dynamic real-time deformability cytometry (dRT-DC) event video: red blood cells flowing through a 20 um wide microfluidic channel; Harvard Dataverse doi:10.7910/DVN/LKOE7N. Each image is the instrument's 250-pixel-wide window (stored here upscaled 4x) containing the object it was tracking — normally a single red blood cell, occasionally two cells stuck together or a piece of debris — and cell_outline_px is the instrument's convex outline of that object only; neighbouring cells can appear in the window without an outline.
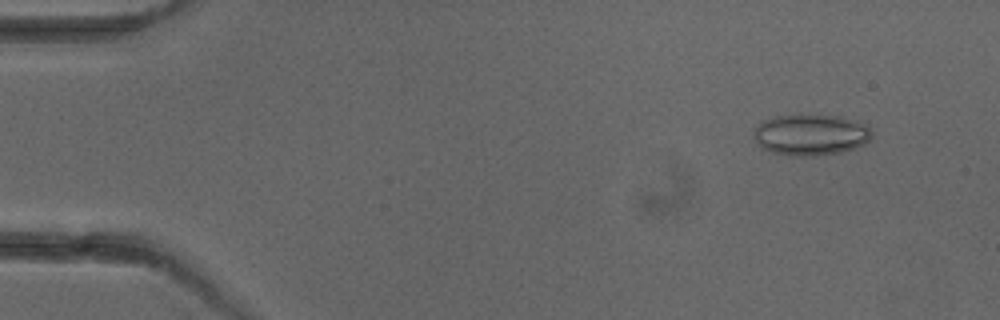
{"species": "common noctule bat (a hibernating species)", "species_latin": "Nyctalus noctula", "temperature_condition": "cold", "stored_images_in_passage": 4, "camera_frame_rate_fps": 3000, "um_per_image_px": 0.085, "animal": {"sex": "female"}, "frame": {"image": 1, "passage_image": 2, "time_ms": 1.333, "image_size_px": [1000, 320], "cell_outline_px": [[872, 140], [856, 148], [840, 152], [816, 156], [788, 156], [772, 152], [760, 148], [752, 136], [760, 120], [776, 116], [800, 112], [804, 112], [840, 116], [856, 120], [864, 124], [872, 132]], "centroid_in_image_um": [68.88, 11.42], "position_along_channel_um": 16.1, "area_um2": 29.48}}